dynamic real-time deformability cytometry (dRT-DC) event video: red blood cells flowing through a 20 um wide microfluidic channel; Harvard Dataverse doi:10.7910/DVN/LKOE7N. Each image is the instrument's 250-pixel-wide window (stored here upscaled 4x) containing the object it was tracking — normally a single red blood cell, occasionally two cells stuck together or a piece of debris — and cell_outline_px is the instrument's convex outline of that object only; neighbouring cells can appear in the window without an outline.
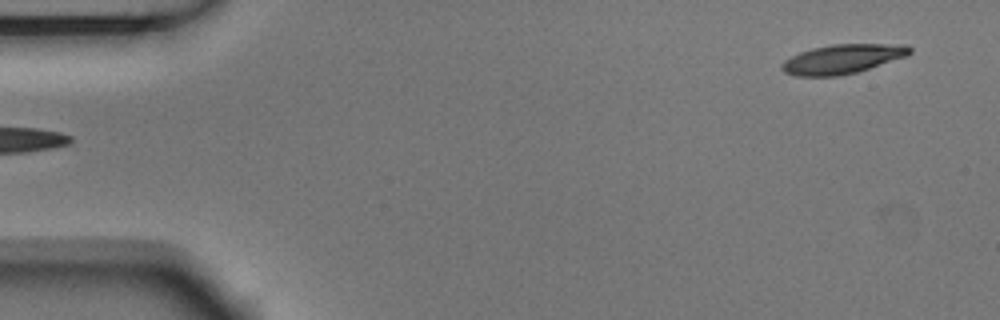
{"species": "Egyptian fruit bat (a non-hibernating species)", "species_latin": "Rousettus aegyptiacus", "temperature_condition": "room temperature", "stored_images_in_passage": 3, "camera_frame_rate_fps": 3000, "um_per_image_px": 0.085, "animal": {"sex": "male"}, "frame": {"image": 1, "passage_image": 3, "time_ms": 0.667, "image_size_px": [1000, 320], "cell_outline_px": [[912, 52], [908, 56], [856, 72], [840, 76], [796, 76], [784, 72], [780, 68], [780, 64], [784, 60], [800, 52], [812, 48], [832, 44], [908, 44], [912, 48]], "centroid_in_image_um": [71.62, 5.01], "position_along_channel_um": 13.4, "area_um2": 22.02}}